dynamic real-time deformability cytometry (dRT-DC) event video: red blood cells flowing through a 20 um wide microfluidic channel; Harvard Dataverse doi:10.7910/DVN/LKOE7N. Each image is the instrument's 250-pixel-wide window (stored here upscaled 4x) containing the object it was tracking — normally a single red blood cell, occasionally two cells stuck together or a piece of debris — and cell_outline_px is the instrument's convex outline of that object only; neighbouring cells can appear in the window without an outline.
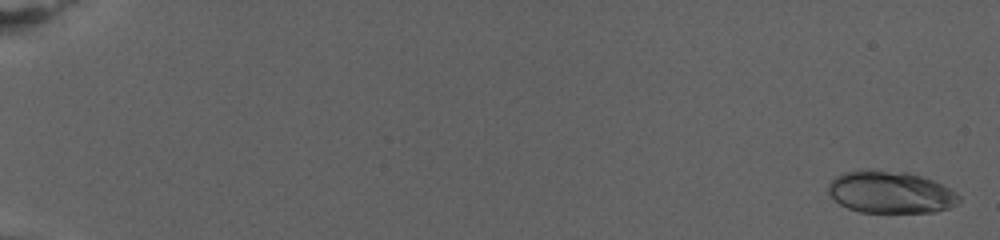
{"species": "human", "species_latin": "Homo sapiens", "temperature_condition": "warm", "stored_images_in_passage": 80, "camera_frame_rate_fps": 3000, "um_per_image_px": 0.085, "donor": {"sex": "female"}, "frame": {"image": 1, "passage_image": 2, "time_ms": 0.333, "image_size_px": [1000, 240], "cell_outline_px": [[960, 200], [956, 204], [948, 208], [936, 212], [860, 212], [848, 208], [840, 204], [828, 192], [828, 184], [836, 176], [844, 172], [864, 168], [868, 168], [908, 172], [932, 180], [956, 192], [960, 196]], "centroid_in_image_um": [75.67, 16.32], "position_along_channel_um": 9.3, "area_um2": 32.25}}
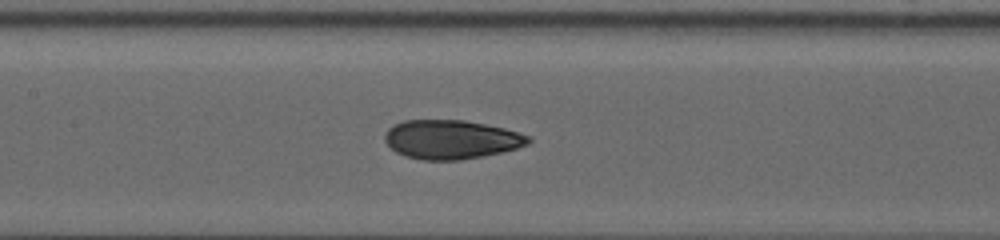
{"frame": {"image": 2, "passage_image": 42, "time_ms": 13.667, "image_size_px": [1000, 240], "cell_outline_px": [[532, 140], [528, 144], [516, 148], [500, 152], [460, 160], [420, 160], [404, 156], [396, 152], [384, 140], [384, 136], [388, 128], [404, 120], [464, 120], [504, 128], [532, 136]], "centroid_in_image_um": [38.34, 11.85], "position_along_channel_um": 169.1, "area_um2": 32.54}}
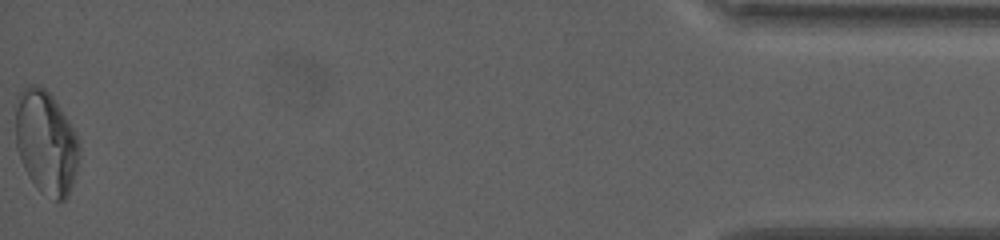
{"frame": {"image": 3, "passage_image": 80, "time_ms": 26.333, "image_size_px": [1000, 240], "cell_outline_px": [[80, 156], [72, 184], [68, 196], [60, 204], [40, 192], [36, 188], [28, 176], [24, 168], [16, 148], [16, 108], [20, 92], [24, 88], [32, 84], [40, 84], [52, 96], [80, 140]], "centroid_in_image_um": [3.92, 12.16], "position_along_channel_um": 431.3, "area_um2": 38.61}, "authors_computed_cell_mechanics": {"area_um2": 32.368, "velocity_mm_per_s": 2.7223, "shape_relaxation_time_tau1_ms": 7.5709, "shape_relaxation_time_tau2_ms": 1.4365, "deformation_change_tau1": 0.1989, "deformation_change_tau2": 0.0576}}